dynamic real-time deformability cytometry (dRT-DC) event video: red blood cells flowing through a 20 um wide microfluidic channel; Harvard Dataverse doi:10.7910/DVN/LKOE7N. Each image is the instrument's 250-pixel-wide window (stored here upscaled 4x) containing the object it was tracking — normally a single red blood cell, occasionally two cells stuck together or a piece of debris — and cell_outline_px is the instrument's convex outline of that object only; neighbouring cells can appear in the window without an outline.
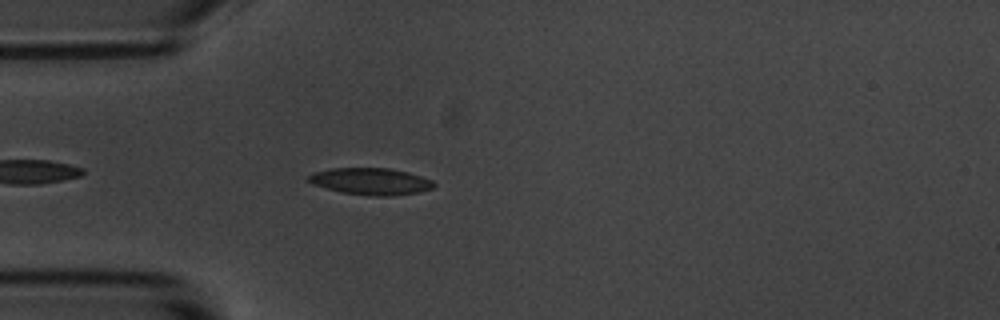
{"species": "common noctule bat (a hibernating species)", "species_latin": "Nyctalus noctula", "temperature_condition": "room temperature", "stored_images_in_passage": 5, "camera_frame_rate_fps": 3000, "um_per_image_px": 0.085, "animal": {"sex": "male", "body_mass_g": 20.1, "forearm_length_mm": 53.5}, "frame": {"image": 1, "passage_image": 5, "time_ms": 4.667, "image_size_px": [1000, 320], "cell_outline_px": [[436, 184], [432, 188], [420, 192], [392, 196], [376, 196], [340, 192], [316, 184], [308, 180], [308, 176], [312, 172], [332, 168], [388, 168], [408, 172], [432, 180]], "centroid_in_image_um": [31.55, 15.41], "position_along_channel_um": 53.4, "area_um2": 19.42}}